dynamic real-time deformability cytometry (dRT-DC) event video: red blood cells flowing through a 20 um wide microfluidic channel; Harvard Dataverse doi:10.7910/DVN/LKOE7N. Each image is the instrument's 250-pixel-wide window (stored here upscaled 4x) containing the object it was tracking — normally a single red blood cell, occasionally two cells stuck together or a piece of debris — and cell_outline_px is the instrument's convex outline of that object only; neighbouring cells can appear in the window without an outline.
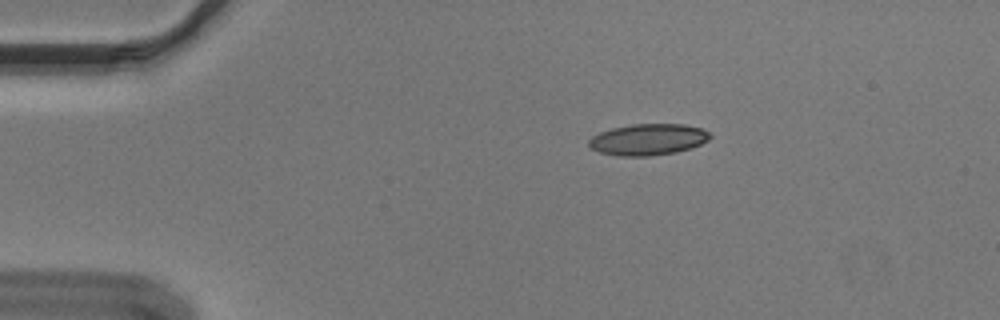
{"species": "Egyptian fruit bat (a non-hibernating species)", "species_latin": "Rousettus aegyptiacus", "temperature_condition": "cold", "stored_images_in_passage": 46, "camera_frame_rate_fps": 3000, "um_per_image_px": 0.085, "animal": {"sex": "male"}, "frame": {"image": 1, "passage_image": 1, "time_ms": 0.0, "image_size_px": [1000, 320], "cell_outline_px": [[712, 136], [708, 140], [692, 148], [676, 152], [648, 156], [616, 156], [600, 152], [592, 148], [588, 144], [588, 140], [592, 136], [600, 132], [612, 128], [632, 124], [684, 124], [700, 128], [708, 132]], "centroid_in_image_um": [55.08, 11.86], "position_along_channel_um": 29.9, "area_um2": 22.14}}
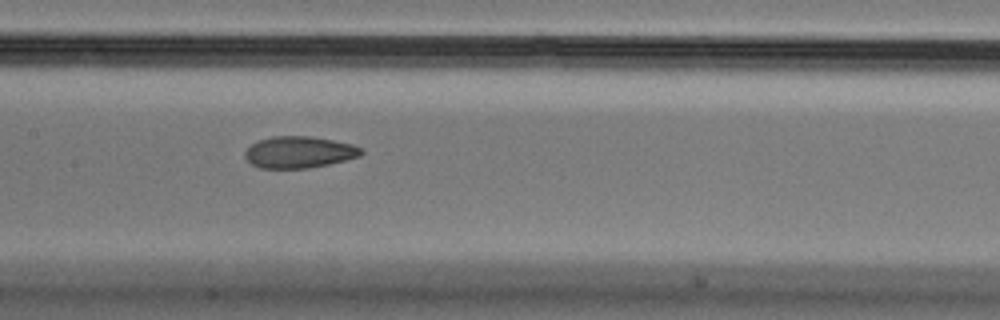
{"frame": {"image": 2, "passage_image": 18, "time_ms": 5.667, "image_size_px": [1000, 320], "cell_outline_px": [[364, 152], [360, 156], [328, 164], [308, 168], [260, 168], [252, 164], [244, 156], [244, 152], [252, 144], [260, 140], [272, 136], [312, 136], [352, 144], [360, 148]], "centroid_in_image_um": [25.41, 12.93], "position_along_channel_um": 182.0, "area_um2": 21.27}}
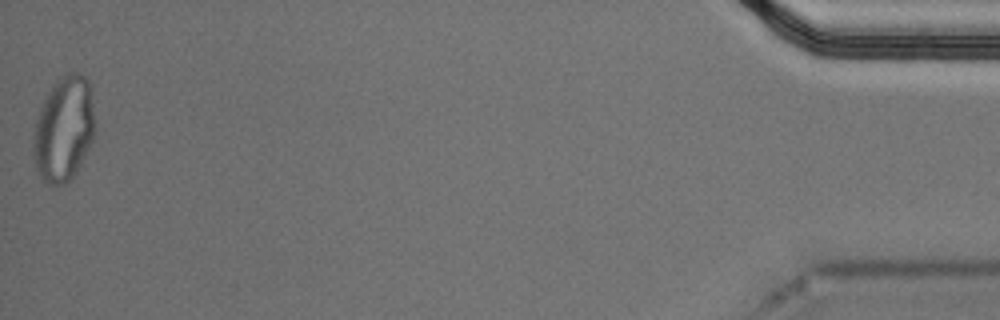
{"frame": {"image": 3, "passage_image": 46, "time_ms": 15.0, "image_size_px": [1000, 320], "cell_outline_px": [[92, 140], [76, 172], [64, 184], [48, 184], [40, 176], [36, 168], [32, 152], [32, 136], [36, 120], [40, 108], [48, 92], [56, 80], [60, 76], [68, 72], [76, 72], [84, 76], [88, 80], [92, 92]], "centroid_in_image_um": [5.38, 10.94], "position_along_channel_um": 429.8, "area_um2": 37.28}, "authors_computed_cell_mechanics": {"area_um2": 22.6287, "velocity_mm_per_s": 3.6327, "shape_relaxation_time_tau1_ms": null, "shape_relaxation_time_tau2_ms": 2.5989, "deformation_change_tau1": null, "deformation_change_tau2": 0.0827}}